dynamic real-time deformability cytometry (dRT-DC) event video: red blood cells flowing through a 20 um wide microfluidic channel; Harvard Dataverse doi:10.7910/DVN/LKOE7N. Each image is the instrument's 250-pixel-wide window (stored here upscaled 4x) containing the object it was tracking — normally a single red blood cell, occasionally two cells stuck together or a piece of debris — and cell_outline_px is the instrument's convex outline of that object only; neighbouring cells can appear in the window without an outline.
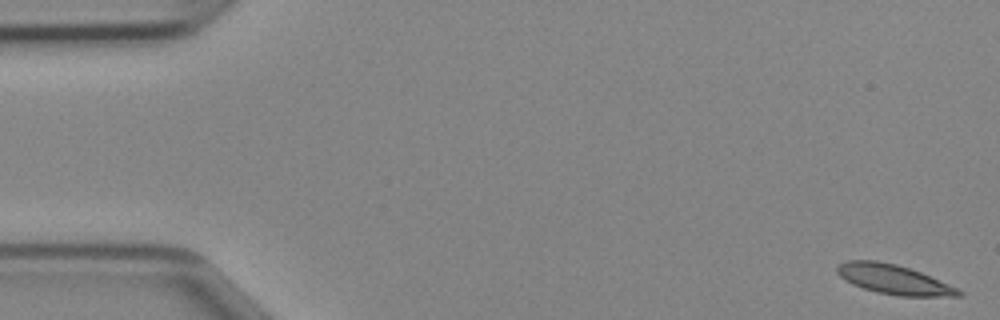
{"species": "Egyptian fruit bat (a non-hibernating species)", "species_latin": "Rousettus aegyptiacus", "temperature_condition": "cold", "stored_images_in_passage": 48, "segment_of_instrument_passage": [1, 2], "camera_frame_rate_fps": 3000, "um_per_image_px": 0.085, "animal": {"sex": "female"}, "frame": {"image": 1, "passage_image": 1, "time_ms": 0.0, "image_size_px": [1000, 320], "cell_outline_px": [[964, 296], [900, 296], [876, 292], [852, 284], [844, 280], [836, 272], [836, 264], [848, 260], [876, 260], [896, 264], [920, 272], [956, 288], [964, 292]], "centroid_in_image_um": [75.91, 23.74], "position_along_channel_um": 9.1, "area_um2": 20.81}}
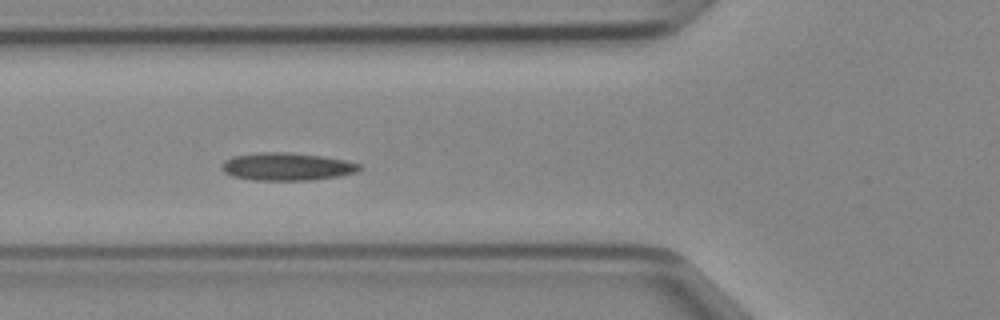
{"frame": {"image": 2, "passage_image": 17, "time_ms": 5.333, "image_size_px": [1000, 320], "cell_outline_px": [[364, 168], [356, 172], [336, 176], [312, 180], [256, 180], [232, 176], [224, 172], [220, 168], [220, 164], [224, 160], [232, 156], [260, 152], [288, 152], [324, 156], [348, 160], [360, 164]], "centroid_in_image_um": [24.38, 14.15], "position_along_channel_um": 101.4, "area_um2": 22.48}}
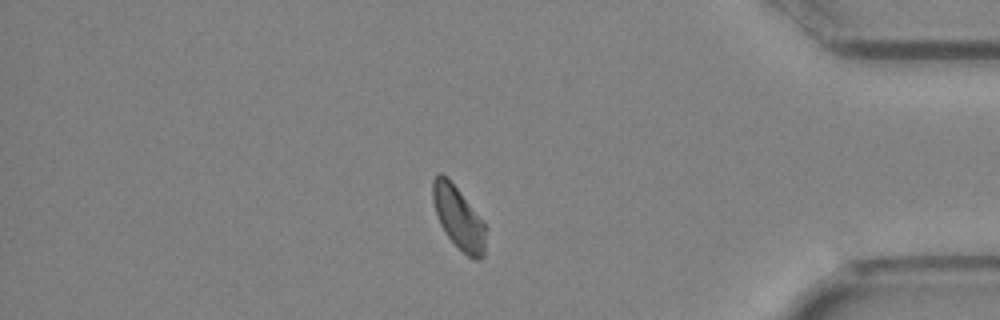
{"frame": {"image": 3, "passage_image": 40, "time_ms": 13.0, "image_size_px": [1000, 320], "cell_outline_px": [[488, 228], [484, 256], [480, 260], [472, 260], [448, 236], [440, 224], [432, 200], [432, 180], [440, 172], [456, 188]], "centroid_in_image_um": [39.01, 18.57], "position_along_channel_um": 396.2, "area_um2": 18.96}}